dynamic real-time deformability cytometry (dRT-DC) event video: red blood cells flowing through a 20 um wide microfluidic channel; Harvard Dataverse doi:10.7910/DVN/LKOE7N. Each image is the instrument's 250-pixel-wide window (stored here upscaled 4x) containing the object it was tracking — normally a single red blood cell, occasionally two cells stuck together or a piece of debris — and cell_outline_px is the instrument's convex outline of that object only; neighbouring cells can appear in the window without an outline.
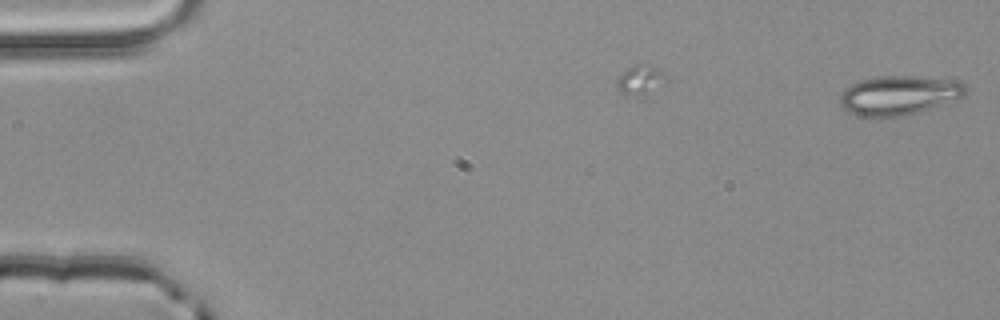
{"species": "common noctule bat (a hibernating species)", "species_latin": "Nyctalus noctula", "temperature_condition": "room temperature", "stored_images_in_passage": 2, "camera_frame_rate_fps": 3000, "um_per_image_px": 0.085, "animal": {"sex": "male", "body_mass_g": 20.4}, "frame": {"image": 1, "passage_image": 2, "time_ms": 0.333, "image_size_px": [1000, 320], "cell_outline_px": [[964, 96], [904, 116], [880, 120], [856, 116], [844, 108], [840, 104], [840, 96], [844, 88], [860, 80], [876, 76], [912, 76], [960, 80], [964, 84]], "centroid_in_image_um": [76.33, 8.12], "position_along_channel_um": 8.7, "area_um2": 29.07}}